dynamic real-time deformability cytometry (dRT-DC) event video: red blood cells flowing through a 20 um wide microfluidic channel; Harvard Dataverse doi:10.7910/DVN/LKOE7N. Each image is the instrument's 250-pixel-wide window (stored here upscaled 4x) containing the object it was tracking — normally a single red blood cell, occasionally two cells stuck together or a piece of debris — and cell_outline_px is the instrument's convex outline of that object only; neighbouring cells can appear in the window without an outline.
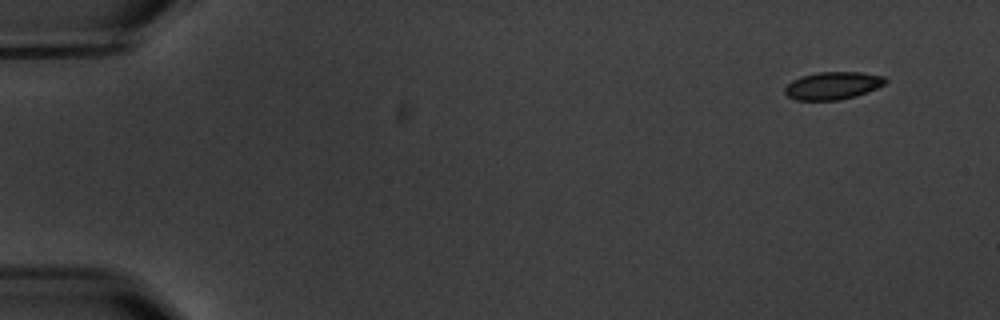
{"species": "common noctule bat (a hibernating species)", "species_latin": "Nyctalus noctula", "temperature_condition": "warm", "stored_images_in_passage": 5, "camera_frame_rate_fps": 3000, "um_per_image_px": 0.085, "animal": {"sex": "male", "body_mass_g": 20.1, "forearm_length_mm": 53.5}, "frame": {"image": 1, "passage_image": 1, "time_ms": 0.0, "image_size_px": [1000, 320], "cell_outline_px": [[888, 80], [884, 84], [868, 92], [856, 96], [840, 100], [796, 100], [788, 96], [784, 92], [784, 88], [792, 80], [800, 76], [820, 72], [860, 72], [884, 76]], "centroid_in_image_um": [70.78, 7.28], "position_along_channel_um": 14.2, "area_um2": 16.24}}
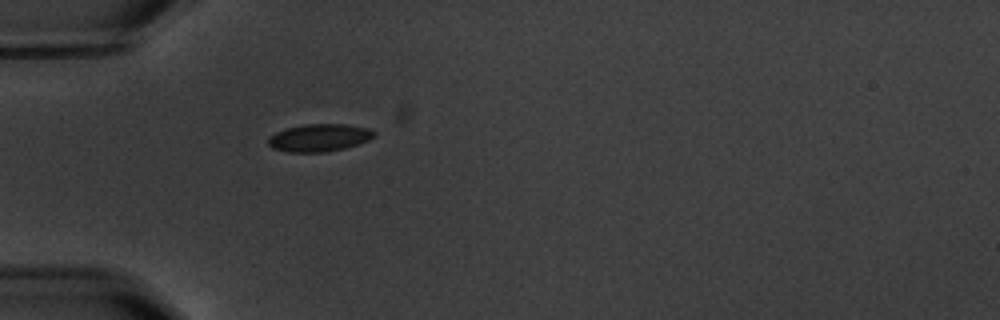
{"frame": {"image": 2, "passage_image": 5, "time_ms": 4.667, "image_size_px": [1000, 320], "cell_outline_px": [[376, 132], [368, 140], [344, 148], [324, 152], [288, 152], [272, 148], [268, 144], [268, 136], [276, 132], [288, 128], [304, 124], [344, 124], [368, 128]], "centroid_in_image_um": [27.09, 11.7], "position_along_channel_um": 57.9, "area_um2": 16.82}}